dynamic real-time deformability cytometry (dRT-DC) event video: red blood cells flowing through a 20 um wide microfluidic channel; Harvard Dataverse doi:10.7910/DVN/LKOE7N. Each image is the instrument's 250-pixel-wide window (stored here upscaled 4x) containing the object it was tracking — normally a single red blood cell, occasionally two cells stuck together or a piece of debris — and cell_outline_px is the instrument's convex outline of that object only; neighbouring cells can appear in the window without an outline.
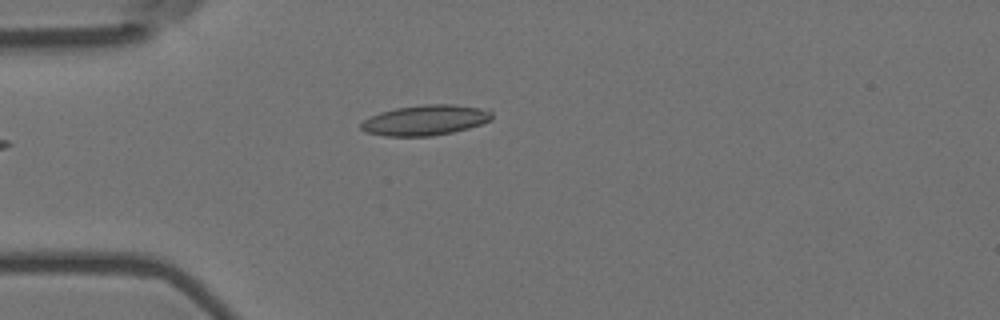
{"species": "Egyptian fruit bat (a non-hibernating species)", "species_latin": "Rousettus aegyptiacus", "temperature_condition": "room temperature", "stored_images_in_passage": 1, "camera_frame_rate_fps": 3000, "um_per_image_px": 0.085, "animal": {"sex": "female"}, "frame": {"image": 1, "passage_image": 1, "time_ms": 0.0, "image_size_px": [1000, 320], "cell_outline_px": [[492, 120], [468, 128], [452, 132], [432, 136], [384, 136], [364, 132], [360, 128], [360, 124], [364, 120], [380, 112], [396, 108], [424, 104], [452, 104], [488, 108], [492, 112]], "centroid_in_image_um": [36.17, 10.21], "position_along_channel_um": 48.8, "area_um2": 23.29}}